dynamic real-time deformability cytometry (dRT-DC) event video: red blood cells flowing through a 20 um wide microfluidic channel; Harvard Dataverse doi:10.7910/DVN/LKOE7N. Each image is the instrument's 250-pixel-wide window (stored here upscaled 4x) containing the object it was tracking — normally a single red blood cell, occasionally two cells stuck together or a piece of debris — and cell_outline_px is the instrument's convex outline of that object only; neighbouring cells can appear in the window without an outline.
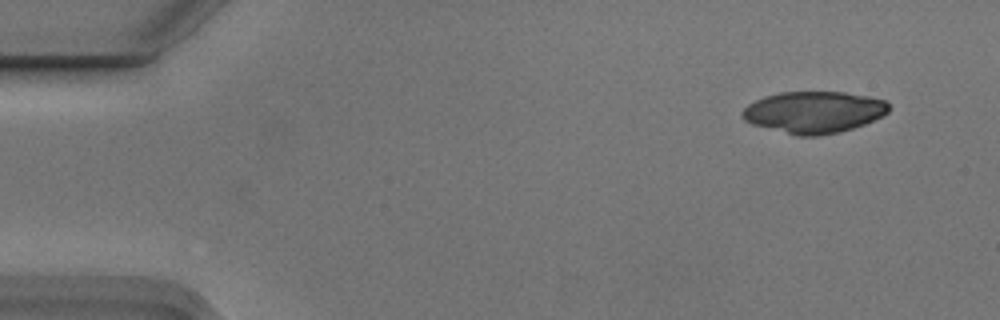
{"species": "Egyptian fruit bat (a non-hibernating species)", "species_latin": "Rousettus aegyptiacus", "temperature_condition": "cold", "stored_images_in_passage": 5, "segment_of_instrument_passage": [1, 2], "camera_frame_rate_fps": 3000, "um_per_image_px": 0.085, "animal": {"sex": "male"}, "frame": {"image": 1, "passage_image": 1, "time_ms": 0.0, "image_size_px": [1000, 320], "cell_outline_px": [[888, 112], [864, 124], [840, 132], [816, 136], [796, 136], [752, 124], [744, 120], [740, 116], [740, 112], [748, 104], [764, 96], [780, 92], [844, 92], [868, 96], [884, 100], [888, 104]], "centroid_in_image_um": [69.12, 9.53], "position_along_channel_um": 15.9, "area_um2": 35.55}}